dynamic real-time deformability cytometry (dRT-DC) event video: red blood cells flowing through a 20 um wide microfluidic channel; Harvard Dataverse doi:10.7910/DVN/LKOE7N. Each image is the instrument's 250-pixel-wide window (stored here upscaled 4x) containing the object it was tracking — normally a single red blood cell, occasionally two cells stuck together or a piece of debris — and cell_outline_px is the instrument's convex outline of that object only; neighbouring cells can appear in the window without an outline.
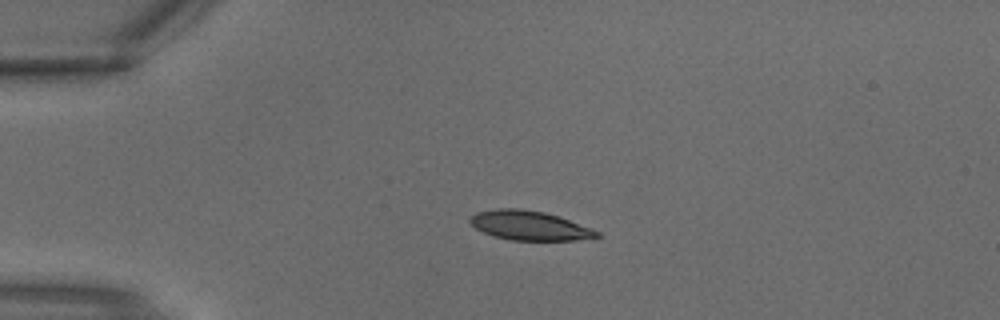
{"species": "common noctule bat (a hibernating species)", "species_latin": "Nyctalus noctula", "temperature_condition": "warm", "stored_images_in_passage": 2, "segment_of_instrument_passage": [1, 2], "camera_frame_rate_fps": 3000, "um_per_image_px": 0.085, "animal": {"sex": "male", "body_mass_g": 18.8}, "frame": {"image": 1, "passage_image": 1, "time_ms": 0.0, "image_size_px": [1000, 320], "cell_outline_px": [[600, 236], [576, 240], [508, 240], [484, 232], [476, 228], [468, 220], [476, 212], [496, 208], [520, 208], [544, 212], [560, 216], [592, 228], [600, 232]], "centroid_in_image_um": [45.02, 19.16], "position_along_channel_um": 40.0, "area_um2": 21.68}}